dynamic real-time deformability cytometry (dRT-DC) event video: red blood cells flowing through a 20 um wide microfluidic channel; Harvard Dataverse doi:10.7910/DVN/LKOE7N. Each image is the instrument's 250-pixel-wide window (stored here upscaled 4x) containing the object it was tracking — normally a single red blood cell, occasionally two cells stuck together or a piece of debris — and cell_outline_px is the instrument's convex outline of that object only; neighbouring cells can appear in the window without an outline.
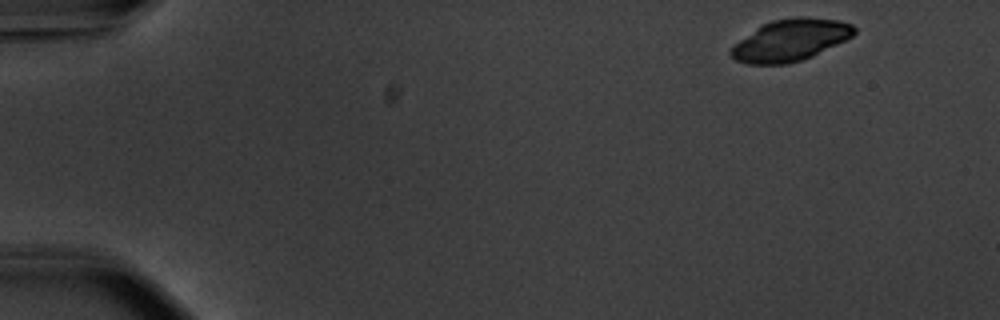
{"species": "common noctule bat (a hibernating species)", "species_latin": "Nyctalus noctula", "temperature_condition": "warm", "stored_images_in_passage": 15, "camera_frame_rate_fps": 3000, "um_per_image_px": 0.085, "animal": {"sex": "male", "body_mass_g": 20.1, "forearm_length_mm": 53.5}, "frame": {"image": 1, "passage_image": 1, "time_ms": 0.0, "image_size_px": [1000, 320], "cell_outline_px": [[856, 32], [852, 36], [812, 56], [788, 64], [748, 64], [736, 60], [728, 52], [740, 40], [756, 28], [772, 20], [796, 16], [800, 16], [836, 20], [852, 24], [856, 28]], "centroid_in_image_um": [67.18, 3.41], "position_along_channel_um": 17.8, "area_um2": 29.54}}